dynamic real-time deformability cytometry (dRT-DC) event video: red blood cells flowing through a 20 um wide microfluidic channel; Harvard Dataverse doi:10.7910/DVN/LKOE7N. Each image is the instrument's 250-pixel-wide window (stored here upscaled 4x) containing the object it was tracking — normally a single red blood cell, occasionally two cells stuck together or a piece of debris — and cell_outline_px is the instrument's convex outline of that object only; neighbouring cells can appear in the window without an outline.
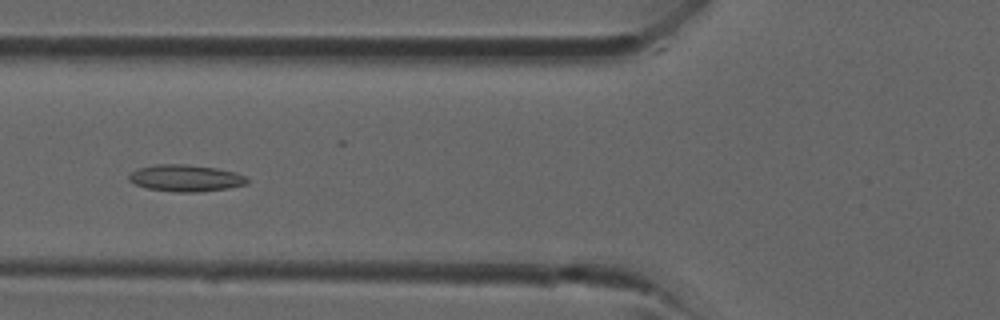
{"species": "common noctule bat (a hibernating species)", "species_latin": "Nyctalus noctula", "temperature_condition": "room temperature", "stored_images_in_passage": 28, "camera_frame_rate_fps": 3000, "um_per_image_px": 0.085, "animal": {"sex": "male", "forearm_length_mm": 52.5}, "frame": {"image": 1, "passage_image": 4, "time_ms": 1.0, "image_size_px": [1000, 320], "cell_outline_px": [[248, 184], [228, 188], [196, 192], [176, 192], [148, 188], [136, 184], [128, 180], [128, 176], [136, 168], [156, 164], [184, 164], [216, 168], [236, 172], [248, 176]], "centroid_in_image_um": [15.8, 15.13], "position_along_channel_um": 110.0, "area_um2": 18.5}}
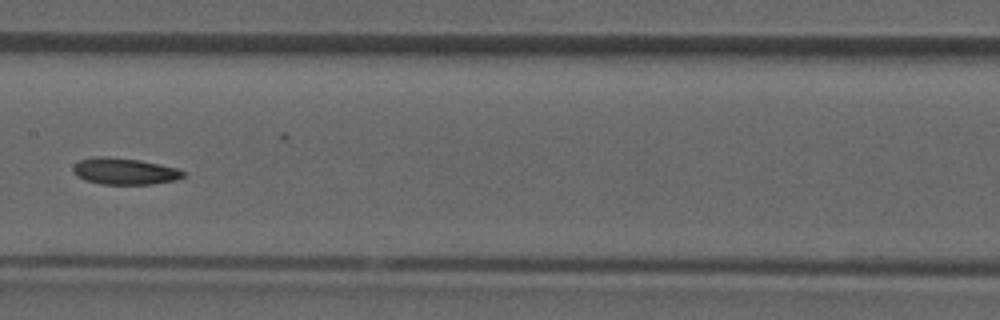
{"frame": {"image": 2, "passage_image": 9, "time_ms": 2.667, "image_size_px": [1000, 320], "cell_outline_px": [[184, 176], [176, 180], [152, 184], [100, 184], [84, 180], [76, 176], [72, 172], [72, 168], [80, 160], [92, 156], [108, 156], [140, 160], [160, 164], [176, 168], [184, 172]], "centroid_in_image_um": [10.54, 14.55], "position_along_channel_um": 196.9, "area_um2": 17.17}}
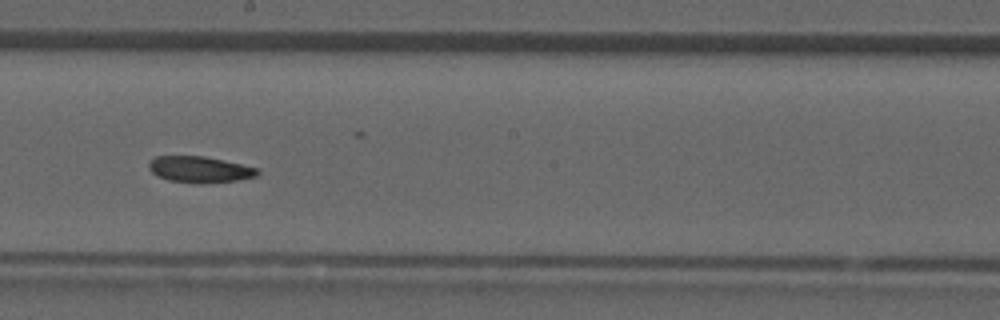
{"frame": {"image": 3, "passage_image": 11, "time_ms": 3.333, "image_size_px": [1000, 320], "cell_outline_px": [[260, 172], [256, 176], [236, 180], [200, 184], [168, 180], [156, 176], [148, 168], [148, 164], [156, 156], [204, 156], [224, 160], [256, 168]], "centroid_in_image_um": [16.94, 14.41], "position_along_channel_um": 231.3, "area_um2": 16.53}}